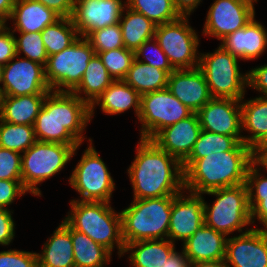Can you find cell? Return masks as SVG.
<instances>
[{"instance_id": "cell-30", "label": "cell", "mask_w": 267, "mask_h": 267, "mask_svg": "<svg viewBox=\"0 0 267 267\" xmlns=\"http://www.w3.org/2000/svg\"><path fill=\"white\" fill-rule=\"evenodd\" d=\"M119 25L124 47L136 51L142 43L155 37L156 24L142 13L125 6Z\"/></svg>"}, {"instance_id": "cell-39", "label": "cell", "mask_w": 267, "mask_h": 267, "mask_svg": "<svg viewBox=\"0 0 267 267\" xmlns=\"http://www.w3.org/2000/svg\"><path fill=\"white\" fill-rule=\"evenodd\" d=\"M85 38L90 42L95 54L124 47L119 23L94 30Z\"/></svg>"}, {"instance_id": "cell-49", "label": "cell", "mask_w": 267, "mask_h": 267, "mask_svg": "<svg viewBox=\"0 0 267 267\" xmlns=\"http://www.w3.org/2000/svg\"><path fill=\"white\" fill-rule=\"evenodd\" d=\"M53 10L61 18H71L74 10V0H37Z\"/></svg>"}, {"instance_id": "cell-37", "label": "cell", "mask_w": 267, "mask_h": 267, "mask_svg": "<svg viewBox=\"0 0 267 267\" xmlns=\"http://www.w3.org/2000/svg\"><path fill=\"white\" fill-rule=\"evenodd\" d=\"M17 38L14 32L16 55L27 58L45 67L48 59L41 32H18Z\"/></svg>"}, {"instance_id": "cell-2", "label": "cell", "mask_w": 267, "mask_h": 267, "mask_svg": "<svg viewBox=\"0 0 267 267\" xmlns=\"http://www.w3.org/2000/svg\"><path fill=\"white\" fill-rule=\"evenodd\" d=\"M91 106L73 92L49 91L34 122L37 141L82 145Z\"/></svg>"}, {"instance_id": "cell-40", "label": "cell", "mask_w": 267, "mask_h": 267, "mask_svg": "<svg viewBox=\"0 0 267 267\" xmlns=\"http://www.w3.org/2000/svg\"><path fill=\"white\" fill-rule=\"evenodd\" d=\"M135 59L166 71L168 74L174 71L169 63L167 55L161 49L155 38L145 41L135 51Z\"/></svg>"}, {"instance_id": "cell-45", "label": "cell", "mask_w": 267, "mask_h": 267, "mask_svg": "<svg viewBox=\"0 0 267 267\" xmlns=\"http://www.w3.org/2000/svg\"><path fill=\"white\" fill-rule=\"evenodd\" d=\"M16 56L14 32L6 23H0V65L4 66Z\"/></svg>"}, {"instance_id": "cell-50", "label": "cell", "mask_w": 267, "mask_h": 267, "mask_svg": "<svg viewBox=\"0 0 267 267\" xmlns=\"http://www.w3.org/2000/svg\"><path fill=\"white\" fill-rule=\"evenodd\" d=\"M203 0H173L174 7L181 17H190Z\"/></svg>"}, {"instance_id": "cell-36", "label": "cell", "mask_w": 267, "mask_h": 267, "mask_svg": "<svg viewBox=\"0 0 267 267\" xmlns=\"http://www.w3.org/2000/svg\"><path fill=\"white\" fill-rule=\"evenodd\" d=\"M36 141L33 126L0 120V147L23 154Z\"/></svg>"}, {"instance_id": "cell-56", "label": "cell", "mask_w": 267, "mask_h": 267, "mask_svg": "<svg viewBox=\"0 0 267 267\" xmlns=\"http://www.w3.org/2000/svg\"><path fill=\"white\" fill-rule=\"evenodd\" d=\"M2 70H3V66L0 65V90H1V87H2Z\"/></svg>"}, {"instance_id": "cell-11", "label": "cell", "mask_w": 267, "mask_h": 267, "mask_svg": "<svg viewBox=\"0 0 267 267\" xmlns=\"http://www.w3.org/2000/svg\"><path fill=\"white\" fill-rule=\"evenodd\" d=\"M190 17H180L176 21L156 26L155 39L167 55L174 70L199 67L200 38L189 23Z\"/></svg>"}, {"instance_id": "cell-55", "label": "cell", "mask_w": 267, "mask_h": 267, "mask_svg": "<svg viewBox=\"0 0 267 267\" xmlns=\"http://www.w3.org/2000/svg\"><path fill=\"white\" fill-rule=\"evenodd\" d=\"M259 164L264 168L265 172H267V156Z\"/></svg>"}, {"instance_id": "cell-57", "label": "cell", "mask_w": 267, "mask_h": 267, "mask_svg": "<svg viewBox=\"0 0 267 267\" xmlns=\"http://www.w3.org/2000/svg\"><path fill=\"white\" fill-rule=\"evenodd\" d=\"M2 97H3V95H2V92H1V90H0V108H1Z\"/></svg>"}, {"instance_id": "cell-18", "label": "cell", "mask_w": 267, "mask_h": 267, "mask_svg": "<svg viewBox=\"0 0 267 267\" xmlns=\"http://www.w3.org/2000/svg\"><path fill=\"white\" fill-rule=\"evenodd\" d=\"M204 223V196L186 190L178 193L172 202L168 239L184 243Z\"/></svg>"}, {"instance_id": "cell-16", "label": "cell", "mask_w": 267, "mask_h": 267, "mask_svg": "<svg viewBox=\"0 0 267 267\" xmlns=\"http://www.w3.org/2000/svg\"><path fill=\"white\" fill-rule=\"evenodd\" d=\"M126 6L123 0H74L72 21L80 37L119 23Z\"/></svg>"}, {"instance_id": "cell-14", "label": "cell", "mask_w": 267, "mask_h": 267, "mask_svg": "<svg viewBox=\"0 0 267 267\" xmlns=\"http://www.w3.org/2000/svg\"><path fill=\"white\" fill-rule=\"evenodd\" d=\"M49 91L43 65L16 55L3 66V96L48 94Z\"/></svg>"}, {"instance_id": "cell-22", "label": "cell", "mask_w": 267, "mask_h": 267, "mask_svg": "<svg viewBox=\"0 0 267 267\" xmlns=\"http://www.w3.org/2000/svg\"><path fill=\"white\" fill-rule=\"evenodd\" d=\"M227 237L205 223L182 243L181 247L191 263L225 259Z\"/></svg>"}, {"instance_id": "cell-17", "label": "cell", "mask_w": 267, "mask_h": 267, "mask_svg": "<svg viewBox=\"0 0 267 267\" xmlns=\"http://www.w3.org/2000/svg\"><path fill=\"white\" fill-rule=\"evenodd\" d=\"M254 227L227 237L225 262L229 267H267V229Z\"/></svg>"}, {"instance_id": "cell-42", "label": "cell", "mask_w": 267, "mask_h": 267, "mask_svg": "<svg viewBox=\"0 0 267 267\" xmlns=\"http://www.w3.org/2000/svg\"><path fill=\"white\" fill-rule=\"evenodd\" d=\"M0 267H39L37 252L17 249L0 251Z\"/></svg>"}, {"instance_id": "cell-54", "label": "cell", "mask_w": 267, "mask_h": 267, "mask_svg": "<svg viewBox=\"0 0 267 267\" xmlns=\"http://www.w3.org/2000/svg\"><path fill=\"white\" fill-rule=\"evenodd\" d=\"M191 267H229L225 259L216 261H198L191 263Z\"/></svg>"}, {"instance_id": "cell-34", "label": "cell", "mask_w": 267, "mask_h": 267, "mask_svg": "<svg viewBox=\"0 0 267 267\" xmlns=\"http://www.w3.org/2000/svg\"><path fill=\"white\" fill-rule=\"evenodd\" d=\"M48 56L70 47L80 36L71 18H60L41 31Z\"/></svg>"}, {"instance_id": "cell-44", "label": "cell", "mask_w": 267, "mask_h": 267, "mask_svg": "<svg viewBox=\"0 0 267 267\" xmlns=\"http://www.w3.org/2000/svg\"><path fill=\"white\" fill-rule=\"evenodd\" d=\"M26 193L30 192L23 186L22 180L0 179V208L9 209L17 197H22Z\"/></svg>"}, {"instance_id": "cell-6", "label": "cell", "mask_w": 267, "mask_h": 267, "mask_svg": "<svg viewBox=\"0 0 267 267\" xmlns=\"http://www.w3.org/2000/svg\"><path fill=\"white\" fill-rule=\"evenodd\" d=\"M204 194L216 196L213 205H208L204 199V221L207 226L226 237L235 231L241 234L251 229L246 228L252 224L246 183Z\"/></svg>"}, {"instance_id": "cell-9", "label": "cell", "mask_w": 267, "mask_h": 267, "mask_svg": "<svg viewBox=\"0 0 267 267\" xmlns=\"http://www.w3.org/2000/svg\"><path fill=\"white\" fill-rule=\"evenodd\" d=\"M88 140L90 145L88 144L84 150L68 179L71 187L80 195V198L72 200L111 203L112 193L116 187L115 181L95 149L92 139Z\"/></svg>"}, {"instance_id": "cell-31", "label": "cell", "mask_w": 267, "mask_h": 267, "mask_svg": "<svg viewBox=\"0 0 267 267\" xmlns=\"http://www.w3.org/2000/svg\"><path fill=\"white\" fill-rule=\"evenodd\" d=\"M168 77L166 71L134 59L123 80L142 96L167 88Z\"/></svg>"}, {"instance_id": "cell-43", "label": "cell", "mask_w": 267, "mask_h": 267, "mask_svg": "<svg viewBox=\"0 0 267 267\" xmlns=\"http://www.w3.org/2000/svg\"><path fill=\"white\" fill-rule=\"evenodd\" d=\"M262 166L253 162L247 172L246 186L248 196H267V176L261 174Z\"/></svg>"}, {"instance_id": "cell-53", "label": "cell", "mask_w": 267, "mask_h": 267, "mask_svg": "<svg viewBox=\"0 0 267 267\" xmlns=\"http://www.w3.org/2000/svg\"><path fill=\"white\" fill-rule=\"evenodd\" d=\"M252 151L253 161L260 163L267 156V136Z\"/></svg>"}, {"instance_id": "cell-13", "label": "cell", "mask_w": 267, "mask_h": 267, "mask_svg": "<svg viewBox=\"0 0 267 267\" xmlns=\"http://www.w3.org/2000/svg\"><path fill=\"white\" fill-rule=\"evenodd\" d=\"M258 0H214L209 6L202 35L221 41L255 17Z\"/></svg>"}, {"instance_id": "cell-46", "label": "cell", "mask_w": 267, "mask_h": 267, "mask_svg": "<svg viewBox=\"0 0 267 267\" xmlns=\"http://www.w3.org/2000/svg\"><path fill=\"white\" fill-rule=\"evenodd\" d=\"M13 210L0 208V245L9 246L15 238V221Z\"/></svg>"}, {"instance_id": "cell-41", "label": "cell", "mask_w": 267, "mask_h": 267, "mask_svg": "<svg viewBox=\"0 0 267 267\" xmlns=\"http://www.w3.org/2000/svg\"><path fill=\"white\" fill-rule=\"evenodd\" d=\"M22 154L0 147V179L22 180Z\"/></svg>"}, {"instance_id": "cell-25", "label": "cell", "mask_w": 267, "mask_h": 267, "mask_svg": "<svg viewBox=\"0 0 267 267\" xmlns=\"http://www.w3.org/2000/svg\"><path fill=\"white\" fill-rule=\"evenodd\" d=\"M42 250L37 253L39 267H75L71 226L64 219L48 237Z\"/></svg>"}, {"instance_id": "cell-20", "label": "cell", "mask_w": 267, "mask_h": 267, "mask_svg": "<svg viewBox=\"0 0 267 267\" xmlns=\"http://www.w3.org/2000/svg\"><path fill=\"white\" fill-rule=\"evenodd\" d=\"M167 89L195 113L213 98L204 73L199 67L171 72L168 77Z\"/></svg>"}, {"instance_id": "cell-12", "label": "cell", "mask_w": 267, "mask_h": 267, "mask_svg": "<svg viewBox=\"0 0 267 267\" xmlns=\"http://www.w3.org/2000/svg\"><path fill=\"white\" fill-rule=\"evenodd\" d=\"M193 112L182 104L170 91L162 90L141 96L140 139L151 140L163 128L189 117Z\"/></svg>"}, {"instance_id": "cell-24", "label": "cell", "mask_w": 267, "mask_h": 267, "mask_svg": "<svg viewBox=\"0 0 267 267\" xmlns=\"http://www.w3.org/2000/svg\"><path fill=\"white\" fill-rule=\"evenodd\" d=\"M141 95L124 80H115L91 105V120L96 106L102 113L109 115L122 114L130 108L135 112L138 119L140 113Z\"/></svg>"}, {"instance_id": "cell-1", "label": "cell", "mask_w": 267, "mask_h": 267, "mask_svg": "<svg viewBox=\"0 0 267 267\" xmlns=\"http://www.w3.org/2000/svg\"><path fill=\"white\" fill-rule=\"evenodd\" d=\"M136 156L127 169L132 199L177 195L184 189L182 163L152 140L140 139Z\"/></svg>"}, {"instance_id": "cell-3", "label": "cell", "mask_w": 267, "mask_h": 267, "mask_svg": "<svg viewBox=\"0 0 267 267\" xmlns=\"http://www.w3.org/2000/svg\"><path fill=\"white\" fill-rule=\"evenodd\" d=\"M253 151L240 142L233 150L211 153L196 160L184 172V189L195 194L246 183Z\"/></svg>"}, {"instance_id": "cell-32", "label": "cell", "mask_w": 267, "mask_h": 267, "mask_svg": "<svg viewBox=\"0 0 267 267\" xmlns=\"http://www.w3.org/2000/svg\"><path fill=\"white\" fill-rule=\"evenodd\" d=\"M75 267H106L112 254L85 233L71 227Z\"/></svg>"}, {"instance_id": "cell-47", "label": "cell", "mask_w": 267, "mask_h": 267, "mask_svg": "<svg viewBox=\"0 0 267 267\" xmlns=\"http://www.w3.org/2000/svg\"><path fill=\"white\" fill-rule=\"evenodd\" d=\"M248 73V88L258 91L261 95L267 97V64L251 68Z\"/></svg>"}, {"instance_id": "cell-23", "label": "cell", "mask_w": 267, "mask_h": 267, "mask_svg": "<svg viewBox=\"0 0 267 267\" xmlns=\"http://www.w3.org/2000/svg\"><path fill=\"white\" fill-rule=\"evenodd\" d=\"M61 17L37 0H15L9 20L12 32H41Z\"/></svg>"}, {"instance_id": "cell-7", "label": "cell", "mask_w": 267, "mask_h": 267, "mask_svg": "<svg viewBox=\"0 0 267 267\" xmlns=\"http://www.w3.org/2000/svg\"><path fill=\"white\" fill-rule=\"evenodd\" d=\"M81 145H65L36 141L22 154L23 186L33 196H42L38 185L64 170Z\"/></svg>"}, {"instance_id": "cell-26", "label": "cell", "mask_w": 267, "mask_h": 267, "mask_svg": "<svg viewBox=\"0 0 267 267\" xmlns=\"http://www.w3.org/2000/svg\"><path fill=\"white\" fill-rule=\"evenodd\" d=\"M243 143L252 150L267 136V97L241 99Z\"/></svg>"}, {"instance_id": "cell-52", "label": "cell", "mask_w": 267, "mask_h": 267, "mask_svg": "<svg viewBox=\"0 0 267 267\" xmlns=\"http://www.w3.org/2000/svg\"><path fill=\"white\" fill-rule=\"evenodd\" d=\"M15 0H0V23H7L11 17Z\"/></svg>"}, {"instance_id": "cell-5", "label": "cell", "mask_w": 267, "mask_h": 267, "mask_svg": "<svg viewBox=\"0 0 267 267\" xmlns=\"http://www.w3.org/2000/svg\"><path fill=\"white\" fill-rule=\"evenodd\" d=\"M177 195L133 199L121 210L122 239L135 241L168 239L172 202Z\"/></svg>"}, {"instance_id": "cell-48", "label": "cell", "mask_w": 267, "mask_h": 267, "mask_svg": "<svg viewBox=\"0 0 267 267\" xmlns=\"http://www.w3.org/2000/svg\"><path fill=\"white\" fill-rule=\"evenodd\" d=\"M251 210V222L259 221L267 229V196H248Z\"/></svg>"}, {"instance_id": "cell-33", "label": "cell", "mask_w": 267, "mask_h": 267, "mask_svg": "<svg viewBox=\"0 0 267 267\" xmlns=\"http://www.w3.org/2000/svg\"><path fill=\"white\" fill-rule=\"evenodd\" d=\"M240 142L232 136L201 130L189 157L182 163L185 172L196 160L211 153L233 150Z\"/></svg>"}, {"instance_id": "cell-35", "label": "cell", "mask_w": 267, "mask_h": 267, "mask_svg": "<svg viewBox=\"0 0 267 267\" xmlns=\"http://www.w3.org/2000/svg\"><path fill=\"white\" fill-rule=\"evenodd\" d=\"M126 6L142 13L156 25L170 23L181 17L173 0H126Z\"/></svg>"}, {"instance_id": "cell-10", "label": "cell", "mask_w": 267, "mask_h": 267, "mask_svg": "<svg viewBox=\"0 0 267 267\" xmlns=\"http://www.w3.org/2000/svg\"><path fill=\"white\" fill-rule=\"evenodd\" d=\"M95 51L85 37L70 47L48 56L45 78L52 91L71 92L80 82Z\"/></svg>"}, {"instance_id": "cell-29", "label": "cell", "mask_w": 267, "mask_h": 267, "mask_svg": "<svg viewBox=\"0 0 267 267\" xmlns=\"http://www.w3.org/2000/svg\"><path fill=\"white\" fill-rule=\"evenodd\" d=\"M114 81L99 55L94 54L88 62L81 82L71 92L91 106Z\"/></svg>"}, {"instance_id": "cell-8", "label": "cell", "mask_w": 267, "mask_h": 267, "mask_svg": "<svg viewBox=\"0 0 267 267\" xmlns=\"http://www.w3.org/2000/svg\"><path fill=\"white\" fill-rule=\"evenodd\" d=\"M238 61L220 44L214 52H200L199 68L204 73L213 98L241 100L245 97L248 73L240 71Z\"/></svg>"}, {"instance_id": "cell-28", "label": "cell", "mask_w": 267, "mask_h": 267, "mask_svg": "<svg viewBox=\"0 0 267 267\" xmlns=\"http://www.w3.org/2000/svg\"><path fill=\"white\" fill-rule=\"evenodd\" d=\"M47 94L3 96L0 120L17 125H34Z\"/></svg>"}, {"instance_id": "cell-19", "label": "cell", "mask_w": 267, "mask_h": 267, "mask_svg": "<svg viewBox=\"0 0 267 267\" xmlns=\"http://www.w3.org/2000/svg\"><path fill=\"white\" fill-rule=\"evenodd\" d=\"M201 132L198 114L160 130L151 140L162 150L183 163L191 154Z\"/></svg>"}, {"instance_id": "cell-38", "label": "cell", "mask_w": 267, "mask_h": 267, "mask_svg": "<svg viewBox=\"0 0 267 267\" xmlns=\"http://www.w3.org/2000/svg\"><path fill=\"white\" fill-rule=\"evenodd\" d=\"M97 54L109 74L115 80H123L126 77L132 62L135 59V52L128 50L125 47L99 52Z\"/></svg>"}, {"instance_id": "cell-21", "label": "cell", "mask_w": 267, "mask_h": 267, "mask_svg": "<svg viewBox=\"0 0 267 267\" xmlns=\"http://www.w3.org/2000/svg\"><path fill=\"white\" fill-rule=\"evenodd\" d=\"M220 45L240 61L258 59L267 49V28L252 18L243 28L220 41Z\"/></svg>"}, {"instance_id": "cell-27", "label": "cell", "mask_w": 267, "mask_h": 267, "mask_svg": "<svg viewBox=\"0 0 267 267\" xmlns=\"http://www.w3.org/2000/svg\"><path fill=\"white\" fill-rule=\"evenodd\" d=\"M169 239L135 241L125 244L123 255H128L132 267H163L165 260L176 249Z\"/></svg>"}, {"instance_id": "cell-4", "label": "cell", "mask_w": 267, "mask_h": 267, "mask_svg": "<svg viewBox=\"0 0 267 267\" xmlns=\"http://www.w3.org/2000/svg\"><path fill=\"white\" fill-rule=\"evenodd\" d=\"M70 211L64 220L75 230L85 233L111 254L116 248L119 258L123 257L121 214L111 203L100 201H70Z\"/></svg>"}, {"instance_id": "cell-15", "label": "cell", "mask_w": 267, "mask_h": 267, "mask_svg": "<svg viewBox=\"0 0 267 267\" xmlns=\"http://www.w3.org/2000/svg\"><path fill=\"white\" fill-rule=\"evenodd\" d=\"M201 130L242 139L241 100L212 98L198 112Z\"/></svg>"}, {"instance_id": "cell-51", "label": "cell", "mask_w": 267, "mask_h": 267, "mask_svg": "<svg viewBox=\"0 0 267 267\" xmlns=\"http://www.w3.org/2000/svg\"><path fill=\"white\" fill-rule=\"evenodd\" d=\"M181 252H177L176 249L169 255L163 267H191V262L185 255L184 250L181 248Z\"/></svg>"}]
</instances>
